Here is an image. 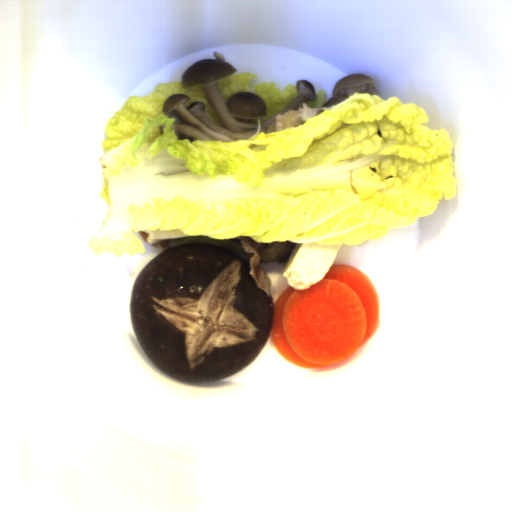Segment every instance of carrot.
Masks as SVG:
<instances>
[{
    "mask_svg": "<svg viewBox=\"0 0 512 512\" xmlns=\"http://www.w3.org/2000/svg\"><path fill=\"white\" fill-rule=\"evenodd\" d=\"M270 338L277 352L302 368L348 359L379 328V292L352 265L332 264L306 289L285 288L273 304Z\"/></svg>",
    "mask_w": 512,
    "mask_h": 512,
    "instance_id": "obj_1",
    "label": "carrot"
}]
</instances>
